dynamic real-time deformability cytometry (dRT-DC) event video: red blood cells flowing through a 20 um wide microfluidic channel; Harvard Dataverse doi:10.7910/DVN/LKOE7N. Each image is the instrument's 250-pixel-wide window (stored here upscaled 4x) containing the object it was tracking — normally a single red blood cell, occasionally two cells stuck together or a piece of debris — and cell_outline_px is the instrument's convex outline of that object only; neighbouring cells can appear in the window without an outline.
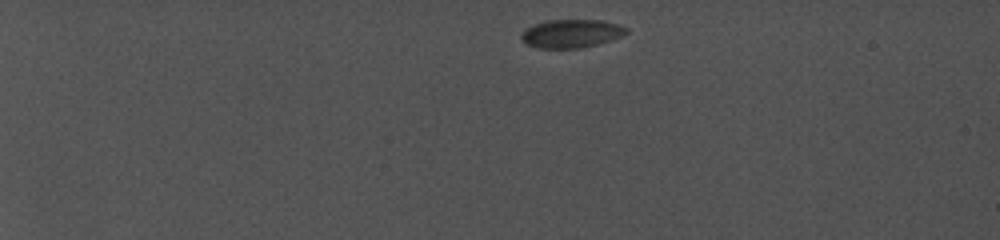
{"species": "common noctule bat (a hibernating species)", "species_latin": "Nyctalus noctula", "temperature_condition": "cold", "stored_images_in_passage": 73, "camera_frame_rate_fps": 5000, "um_per_image_px": 0.085, "animal": {"sex": "female", "body_mass_g": 19.0, "forearm_length_mm": 56.7}, "frame": {"image": 1, "passage_image": 1, "time_ms": 0.0, "image_size_px": [1000, 240], "cell_outline_px": [[628, 32], [624, 36], [612, 40], [580, 48], [536, 48], [524, 44], [520, 40], [520, 36], [524, 28], [548, 20], [604, 20], [620, 24], [628, 28]], "centroid_in_image_um": [48.56, 2.85], "position_along_channel_um": 36.4, "area_um2": 17.69}}
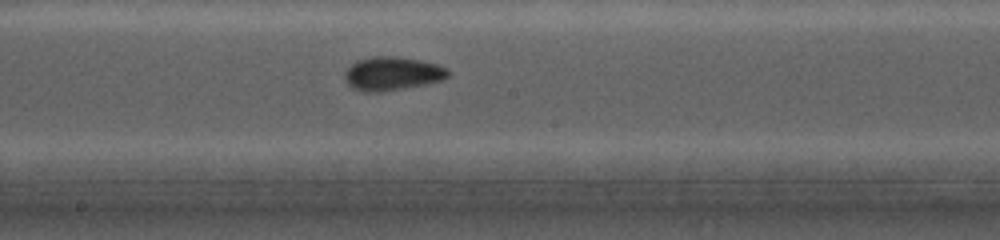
{"frame": {"image": 2, "passage_image": 48, "time_ms": 8.0, "image_size_px": [1000, 240], "cell_outline_px": [[452, 72], [444, 80], [404, 88], [380, 92], [364, 92], [352, 88], [348, 84], [344, 76], [344, 72], [356, 60], [372, 56], [392, 56], [420, 60], [436, 64], [448, 68]], "centroid_in_image_um": [33.35, 6.25], "position_along_channel_um": 214.9, "area_um2": 20.35}}
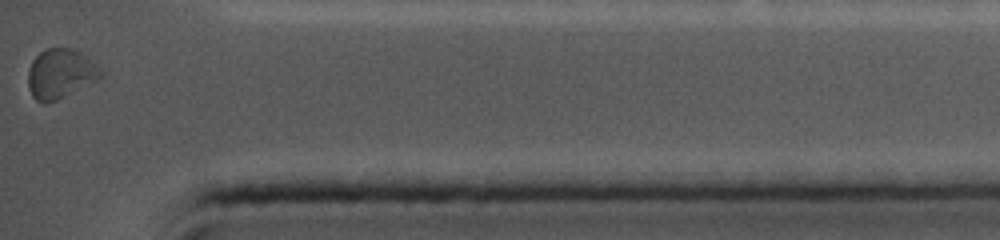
{"frame": {"image": 3, "passage_image": 73, "time_ms": 13.6, "image_size_px": [1000, 240], "cell_outline_px": [[100, 76], [96, 80], [48, 104], [44, 104], [36, 100], [32, 96], [28, 88], [28, 68], [32, 60], [44, 48], [72, 48], [80, 52], [96, 64], [100, 72]], "centroid_in_image_um": [5.06, 6.26], "position_along_channel_um": 430.1, "area_um2": 20.75}, "authors_computed_cell_mechanics": {"area_um2": 18.8428, "velocity_mm_per_s": 3.8946, "shape_relaxation_time_tau1_ms": 2.6874, "shape_relaxation_time_tau2_ms": null, "deformation_change_tau1": 0.045, "deformation_change_tau2": null}}